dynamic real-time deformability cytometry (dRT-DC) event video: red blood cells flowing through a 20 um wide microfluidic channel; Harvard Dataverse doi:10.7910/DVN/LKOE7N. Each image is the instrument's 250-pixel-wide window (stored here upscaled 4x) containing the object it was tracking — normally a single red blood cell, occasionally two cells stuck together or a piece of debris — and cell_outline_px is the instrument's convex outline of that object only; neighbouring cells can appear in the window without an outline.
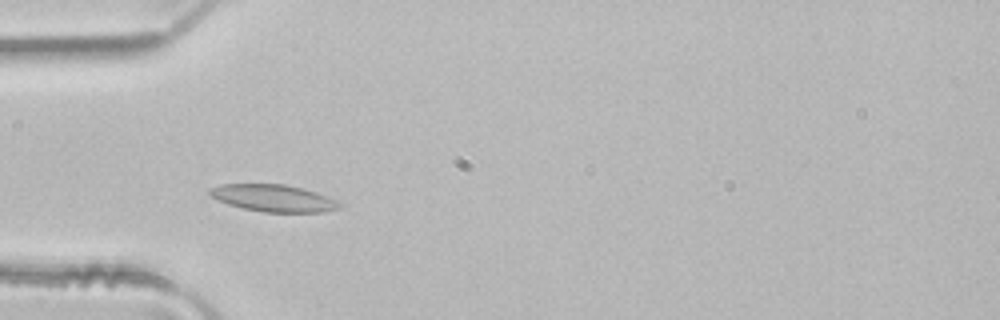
{"species": "common noctule bat (a hibernating species)", "species_latin": "Nyctalus noctula", "temperature_condition": "room temperature", "stored_images_in_passage": 44, "camera_frame_rate_fps": 3000, "um_per_image_px": 0.085, "animal": {"sex": "male", "body_mass_g": 21.5, "forearm_length_mm": 52.0}, "frame": {"image": 1, "passage_image": 10, "time_ms": 3.0, "image_size_px": [1000, 320], "cell_outline_px": [[340, 208], [324, 212], [264, 212], [244, 208], [228, 204], [216, 200], [208, 196], [208, 188], [220, 184], [284, 184], [304, 188], [316, 192], [336, 200], [340, 204]], "centroid_in_image_um": [23.19, 16.83], "position_along_channel_um": 61.8, "area_um2": 20.58}}
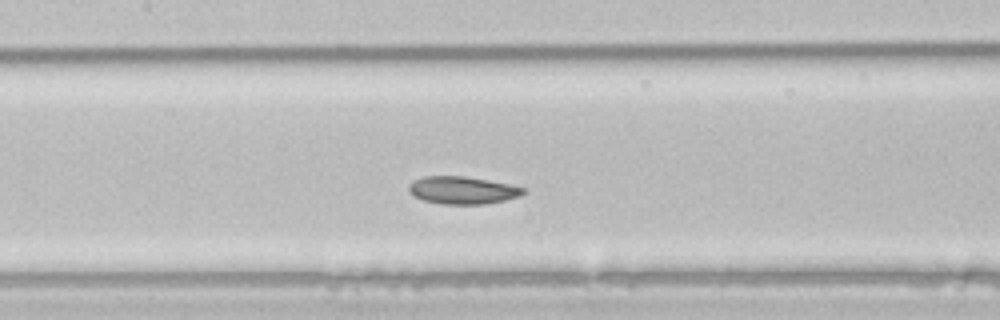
{"frame": {"image": 2, "passage_image": 18, "time_ms": 5.667, "image_size_px": [1000, 320], "cell_outline_px": [[524, 192], [520, 196], [504, 200], [484, 204], [440, 204], [424, 200], [412, 196], [408, 192], [408, 184], [412, 180], [424, 176], [464, 176], [488, 180], [508, 184], [524, 188]], "centroid_in_image_um": [39.24, 16.17], "position_along_channel_um": 168.2, "area_um2": 18.44}}
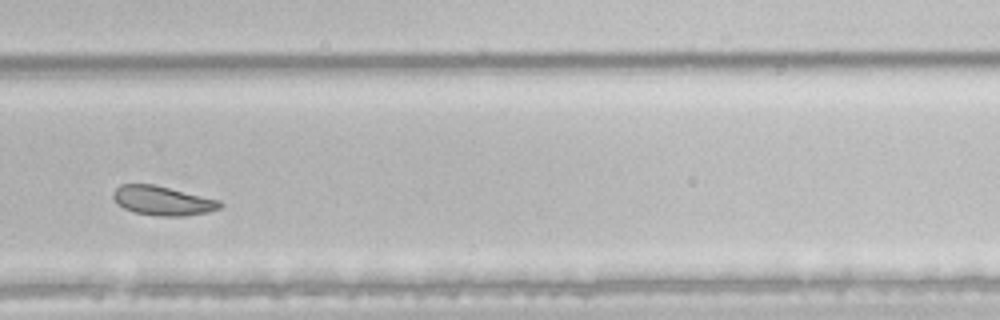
{"frame": {"image": 3, "passage_image": 29, "time_ms": 9.333, "image_size_px": [1000, 320], "cell_outline_px": [[224, 204], [220, 208], [208, 212], [184, 216], [160, 216], [136, 212], [124, 208], [112, 196], [112, 192], [120, 184], [152, 184], [220, 200]], "centroid_in_image_um": [13.85, 17.05], "position_along_channel_um": 316.0, "area_um2": 17.98}, "authors_computed_cell_mechanics": {"area_um2": 20.0855, "velocity_mm_per_s": 4.0553, "shape_relaxation_time_tau1_ms": null, "shape_relaxation_time_tau2_ms": 2.0627, "deformation_change_tau1": null, "deformation_change_tau2": 0.0581}}